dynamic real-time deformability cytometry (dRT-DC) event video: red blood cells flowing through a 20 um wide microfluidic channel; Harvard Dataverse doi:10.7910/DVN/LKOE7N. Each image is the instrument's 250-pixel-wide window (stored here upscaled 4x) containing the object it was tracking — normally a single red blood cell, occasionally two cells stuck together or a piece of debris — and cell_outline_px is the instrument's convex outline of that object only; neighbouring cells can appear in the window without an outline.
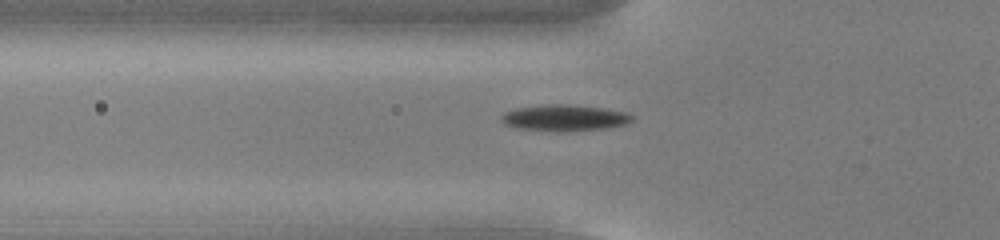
{"species": "common noctule bat (a hibernating species)", "species_latin": "Nyctalus noctula", "temperature_condition": "cold", "stored_images_in_passage": 44, "camera_frame_rate_fps": 3000, "um_per_image_px": 0.085, "animal": {"sex": "male", "body_mass_g": 13.0, "forearm_length_mm": 53.1}, "frame": {"image": 1, "passage_image": 11, "time_ms": 3.333, "image_size_px": [1000, 240], "cell_outline_px": [[636, 116], [632, 120], [624, 124], [604, 128], [520, 128], [504, 124], [500, 120], [500, 116], [504, 112], [516, 108], [552, 104], [568, 104], [604, 108], [628, 112]], "centroid_in_image_um": [48.01, 9.95], "position_along_channel_um": 77.8, "area_um2": 18.79}}
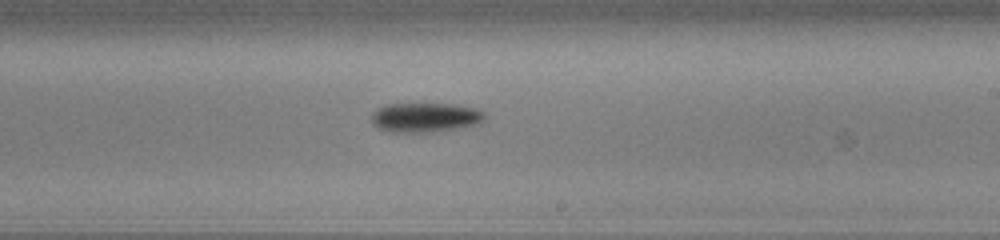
{"frame": {"image": 2, "passage_image": 25, "time_ms": 8.0, "image_size_px": [1000, 240], "cell_outline_px": [[484, 120], [476, 124], [456, 128], [432, 132], [388, 132], [372, 124], [372, 112], [384, 104], [456, 104], [476, 108], [484, 112]], "centroid_in_image_um": [36.12, 9.97], "position_along_channel_um": 252.9, "area_um2": 19.42}}
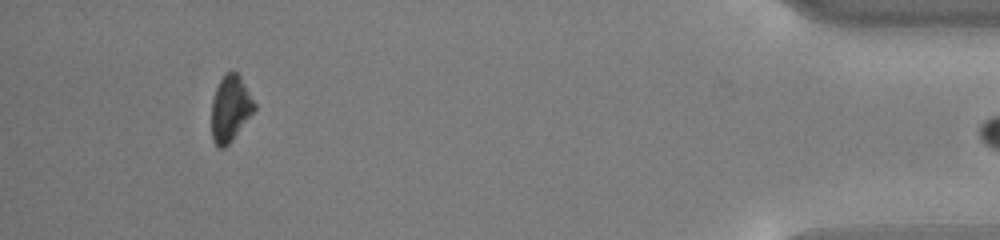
{"frame": {"image": 3, "passage_image": 43, "time_ms": 14.0, "image_size_px": [1000, 240], "cell_outline_px": [[256, 108], [232, 140], [224, 148], [220, 148], [212, 140], [212, 100], [216, 88], [220, 80], [228, 72], [236, 72], [240, 76], [256, 104]], "centroid_in_image_um": [19.58, 9.23], "position_along_channel_um": 415.6, "area_um2": 16.18}}